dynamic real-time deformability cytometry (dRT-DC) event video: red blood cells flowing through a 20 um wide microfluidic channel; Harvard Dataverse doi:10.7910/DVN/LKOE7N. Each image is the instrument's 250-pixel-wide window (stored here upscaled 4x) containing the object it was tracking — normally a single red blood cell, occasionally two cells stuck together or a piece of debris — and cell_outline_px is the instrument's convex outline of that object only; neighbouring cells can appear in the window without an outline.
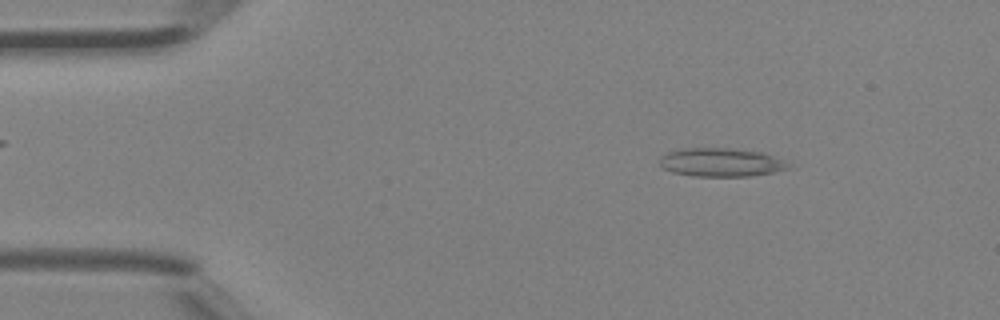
{"species": "Egyptian fruit bat (a non-hibernating species)", "species_latin": "Rousettus aegyptiacus", "temperature_condition": "room temperature", "stored_images_in_passage": 44, "camera_frame_rate_fps": 3000, "um_per_image_px": 0.085, "animal": {"sex": "female"}, "frame": {"image": 1, "passage_image": 6, "time_ms": 1.667, "image_size_px": [1000, 320], "cell_outline_px": [[792, 168], [772, 172], [748, 176], [692, 176], [672, 172], [664, 168], [660, 164], [660, 160], [668, 152], [680, 148], [736, 148], [764, 152], [784, 160]], "centroid_in_image_um": [61.32, 13.79], "position_along_channel_um": 23.7, "area_um2": 21.44}}
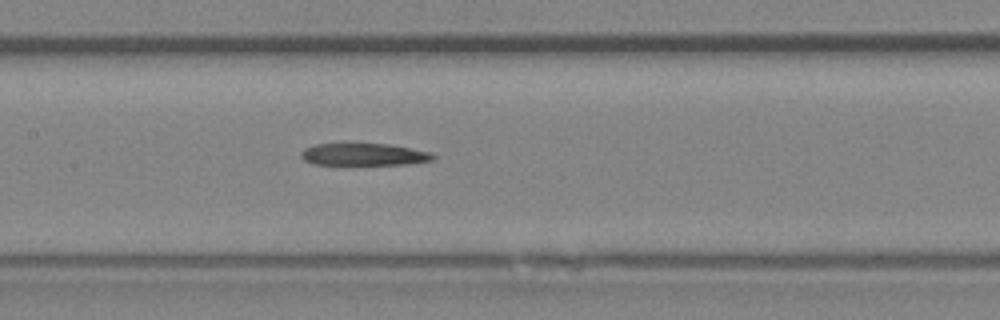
{"frame": {"image": 2, "passage_image": 21, "time_ms": 6.667, "image_size_px": [1000, 320], "cell_outline_px": [[436, 156], [432, 160], [408, 164], [312, 164], [304, 160], [300, 156], [300, 152], [304, 148], [316, 144], [388, 144], [432, 152]], "centroid_in_image_um": [30.92, 13.13], "position_along_channel_um": 176.5, "area_um2": 16.94}}
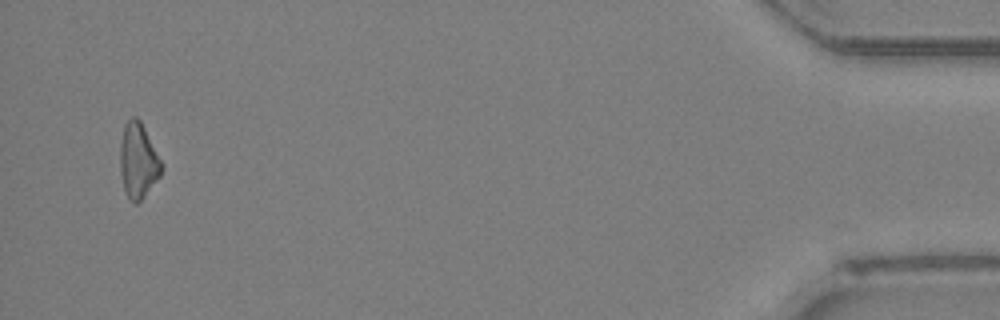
{"frame": {"image": 3, "passage_image": 43, "time_ms": 14.0, "image_size_px": [1000, 320], "cell_outline_px": [[164, 168], [160, 176], [144, 196], [136, 204], [132, 204], [124, 188], [120, 172], [120, 144], [124, 124], [132, 116], [136, 116], [140, 120], [164, 164]], "centroid_in_image_um": [11.76, 13.64], "position_along_channel_um": 423.4, "area_um2": 18.26}}